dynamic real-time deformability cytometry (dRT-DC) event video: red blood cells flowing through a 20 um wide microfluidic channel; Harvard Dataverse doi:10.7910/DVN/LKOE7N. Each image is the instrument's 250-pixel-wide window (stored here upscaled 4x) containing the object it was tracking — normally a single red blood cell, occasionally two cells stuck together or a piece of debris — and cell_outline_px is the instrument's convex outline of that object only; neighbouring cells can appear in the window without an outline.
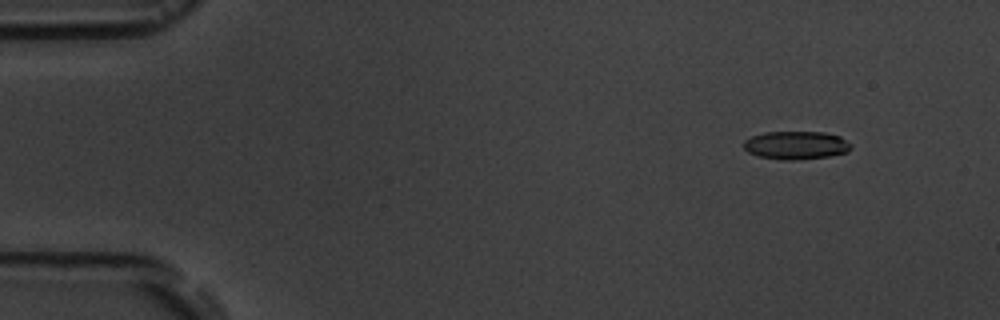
{"species": "common noctule bat (a hibernating species)", "species_latin": "Nyctalus noctula", "temperature_condition": "room temperature", "stored_images_in_passage": 4, "camera_frame_rate_fps": 3000, "um_per_image_px": 0.085, "animal": {"sex": "male", "body_mass_g": 19.5, "forearm_length_mm": 54.6}, "frame": {"image": 1, "passage_image": 1, "time_ms": 0.0, "image_size_px": [1000, 320], "cell_outline_px": [[852, 148], [848, 152], [828, 156], [796, 160], [780, 160], [756, 156], [748, 152], [744, 148], [744, 140], [752, 136], [764, 132], [824, 132], [840, 136], [852, 144]], "centroid_in_image_um": [67.67, 12.35], "position_along_channel_um": 17.3, "area_um2": 17.8}}